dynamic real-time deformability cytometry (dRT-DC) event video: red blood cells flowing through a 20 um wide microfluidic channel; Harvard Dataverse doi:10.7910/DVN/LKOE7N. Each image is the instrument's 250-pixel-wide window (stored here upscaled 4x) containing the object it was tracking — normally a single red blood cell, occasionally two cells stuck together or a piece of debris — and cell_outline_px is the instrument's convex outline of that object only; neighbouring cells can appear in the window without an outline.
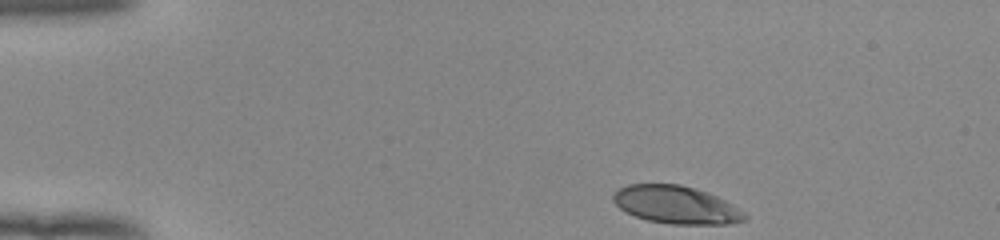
{"species": "human", "species_latin": "Homo sapiens", "temperature_condition": "room temperature", "stored_images_in_passage": 39, "camera_frame_rate_fps": 3000, "um_per_image_px": 0.085, "donor": {"sex": "female"}, "frame": {"image": 1, "passage_image": 1, "time_ms": 0.0, "image_size_px": [1000, 240], "cell_outline_px": [[748, 220], [732, 224], [672, 224], [648, 220], [624, 212], [612, 200], [612, 196], [620, 188], [628, 184], [680, 184], [696, 188], [708, 192], [740, 208], [748, 216]], "centroid_in_image_um": [57.51, 17.41], "position_along_channel_um": 27.5, "area_um2": 29.13}}
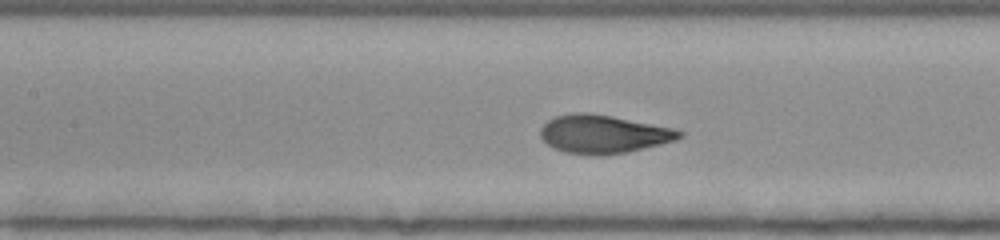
{"frame": {"image": 2, "passage_image": 17, "time_ms": 5.333, "image_size_px": [1000, 240], "cell_outline_px": [[684, 136], [676, 140], [628, 152], [592, 156], [564, 152], [548, 144], [540, 136], [540, 128], [548, 120], [556, 116], [572, 112], [588, 112], [612, 116], [676, 128], [684, 132]], "centroid_in_image_um": [51.31, 11.39], "position_along_channel_um": 156.1, "area_um2": 31.21}}
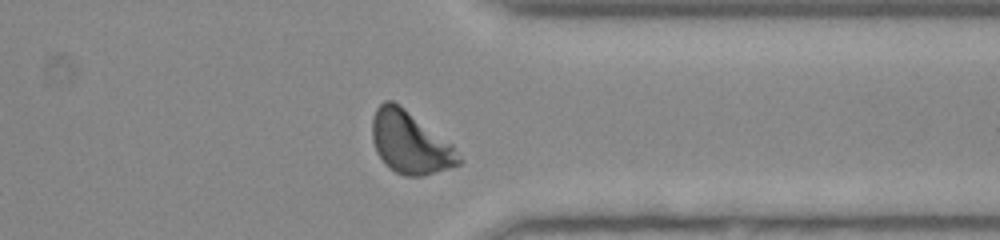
{"frame": {"image": 3, "passage_image": 34, "time_ms": 11.0, "image_size_px": [1000, 240], "cell_outline_px": [[464, 160], [460, 164], [448, 168], [420, 176], [404, 176], [396, 172], [384, 164], [376, 152], [372, 140], [372, 116], [376, 108], [384, 100], [392, 100], [404, 108], [452, 144]], "centroid_in_image_um": [34.83, 12.12], "position_along_channel_um": 376.6, "area_um2": 31.27}, "authors_computed_cell_mechanics": {"area_um2": 30.2294, "velocity_mm_per_s": 3.9341, "shape_relaxation_time_tau1_ms": 3.0707, "shape_relaxation_time_tau2_ms": null, "deformation_change_tau1": 0.1776, "deformation_change_tau2": null}}